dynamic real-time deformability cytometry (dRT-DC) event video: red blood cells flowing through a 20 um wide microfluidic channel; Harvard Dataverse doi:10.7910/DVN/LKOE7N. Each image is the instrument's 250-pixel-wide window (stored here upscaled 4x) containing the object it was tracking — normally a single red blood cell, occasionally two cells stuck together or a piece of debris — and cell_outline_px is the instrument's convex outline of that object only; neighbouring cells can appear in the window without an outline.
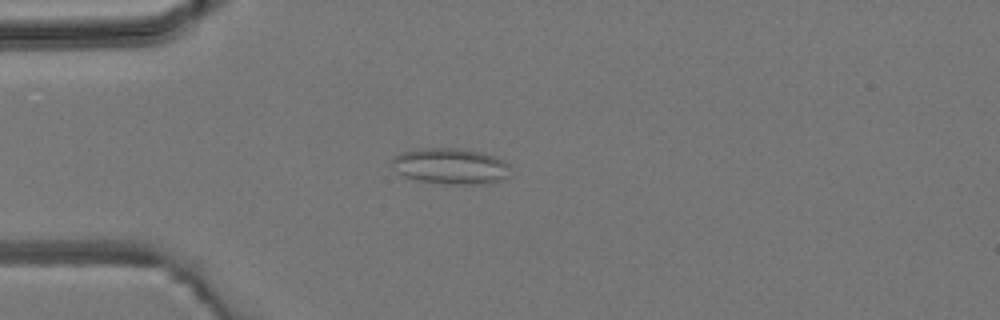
{"species": "common noctule bat (a hibernating species)", "species_latin": "Nyctalus noctula", "temperature_condition": "room temperature", "stored_images_in_passage": 4, "camera_frame_rate_fps": 3000, "um_per_image_px": 0.085, "animal": {"sex": "male", "body_mass_g": 19.2, "forearm_length_mm": 51.8}, "frame": {"image": 1, "passage_image": 4, "time_ms": 3.333, "image_size_px": [1000, 320], "cell_outline_px": [[508, 176], [504, 180], [480, 184], [448, 184], [416, 180], [404, 176], [400, 172], [392, 160], [396, 156], [404, 152], [424, 148], [456, 148], [480, 152], [496, 156], [504, 160], [508, 164]], "centroid_in_image_um": [38.37, 14.13], "position_along_channel_um": 46.6, "area_um2": 24.39}}